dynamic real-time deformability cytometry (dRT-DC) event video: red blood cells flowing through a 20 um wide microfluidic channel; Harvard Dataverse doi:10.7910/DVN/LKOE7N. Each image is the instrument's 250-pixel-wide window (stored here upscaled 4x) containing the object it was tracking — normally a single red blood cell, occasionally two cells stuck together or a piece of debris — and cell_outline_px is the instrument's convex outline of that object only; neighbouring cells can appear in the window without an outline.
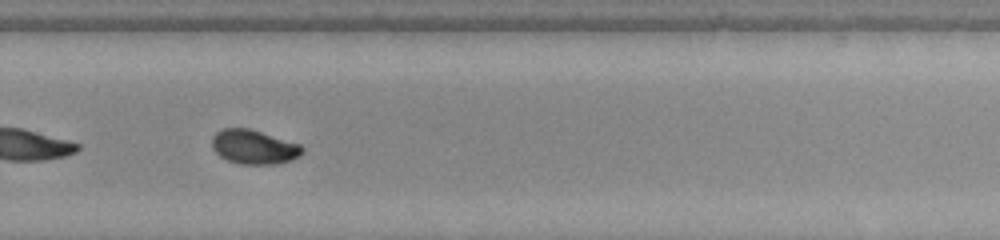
{"species": "common noctule bat (a hibernating species)", "species_latin": "Nyctalus noctula", "temperature_condition": "warm", "stored_images_in_passage": 50, "camera_frame_rate_fps": 3000, "um_per_image_px": 0.085, "animal": {"sex": "female", "body_mass_g": 22.0, "forearm_length_mm": 56.7}, "frame": {"image": 1, "passage_image": 34, "time_ms": 11.0, "image_size_px": [1000, 240], "cell_outline_px": [[304, 152], [300, 156], [292, 160], [276, 164], [240, 164], [228, 160], [220, 156], [212, 148], [212, 136], [216, 132], [224, 128], [248, 128], [300, 144], [304, 148]], "centroid_in_image_um": [21.59, 12.5], "position_along_channel_um": 308.2, "area_um2": 18.03}}
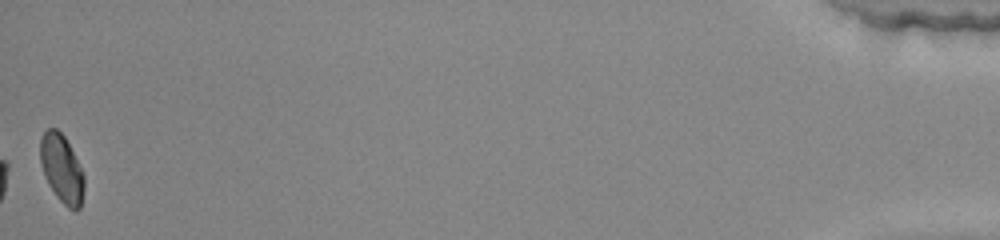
{"frame": {"image": 2, "passage_image": 50, "time_ms": 16.333, "image_size_px": [1000, 240], "cell_outline_px": [[84, 188], [80, 208], [76, 212], [68, 208], [56, 196], [48, 184], [40, 164], [40, 140], [44, 132], [48, 128], [56, 128], [64, 136], [84, 176]], "centroid_in_image_um": [5.23, 14.37], "position_along_channel_um": 430.0, "area_um2": 17.22}, "authors_computed_cell_mechanics": {"area_um2": 18.6983, "velocity_mm_per_s": 4.1464, "shape_relaxation_time_tau1_ms": 5.4915, "shape_relaxation_time_tau2_ms": 2.5345, "deformation_change_tau1": 0.1811, "deformation_change_tau2": 0.0501}}